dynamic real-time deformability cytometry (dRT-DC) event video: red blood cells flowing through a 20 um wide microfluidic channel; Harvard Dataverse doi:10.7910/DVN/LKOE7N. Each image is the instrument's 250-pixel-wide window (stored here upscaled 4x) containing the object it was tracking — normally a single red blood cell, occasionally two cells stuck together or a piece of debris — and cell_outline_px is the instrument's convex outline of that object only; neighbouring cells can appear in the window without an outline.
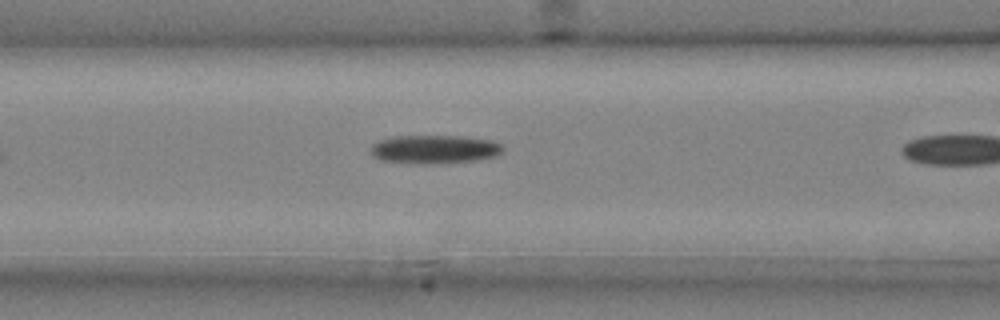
{"species": "common noctule bat (a hibernating species)", "species_latin": "Nyctalus noctula", "temperature_condition": "cold", "stored_images_in_passage": 7, "camera_frame_rate_fps": 3000, "um_per_image_px": 0.085, "animal": {"sex": "male", "body_mass_g": 20.4}, "frame": {"image": 1, "passage_image": 6, "time_ms": 1.667, "image_size_px": [1000, 320], "cell_outline_px": [[504, 152], [496, 156], [476, 160], [420, 164], [380, 160], [372, 156], [372, 144], [380, 140], [396, 136], [460, 136], [492, 140], [504, 144]], "centroid_in_image_um": [36.98, 12.68], "position_along_channel_um": 129.6, "area_um2": 21.96}}